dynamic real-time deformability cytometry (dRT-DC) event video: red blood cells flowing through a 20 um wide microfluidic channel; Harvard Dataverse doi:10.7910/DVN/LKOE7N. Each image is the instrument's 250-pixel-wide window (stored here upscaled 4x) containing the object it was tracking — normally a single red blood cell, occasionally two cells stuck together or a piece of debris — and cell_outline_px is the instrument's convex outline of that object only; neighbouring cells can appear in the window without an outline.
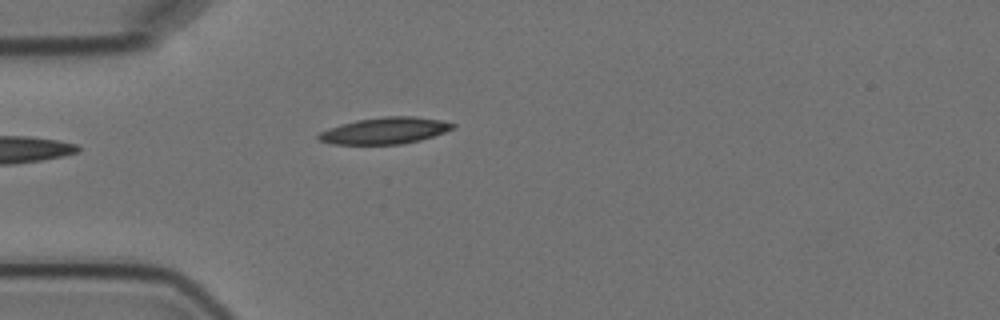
{"species": "Egyptian fruit bat (a non-hibernating species)", "species_latin": "Rousettus aegyptiacus", "temperature_condition": "cold", "stored_images_in_passage": 3, "camera_frame_rate_fps": 3000, "um_per_image_px": 0.085, "animal": {"sex": "female"}, "frame": {"image": 1, "passage_image": 3, "time_ms": 3.333, "image_size_px": [1000, 320], "cell_outline_px": [[456, 124], [452, 128], [444, 132], [420, 140], [400, 144], [332, 144], [320, 140], [316, 136], [320, 132], [356, 120], [384, 116], [412, 116], [440, 120]], "centroid_in_image_um": [32.72, 11.1], "position_along_channel_um": 52.3, "area_um2": 20.35}}